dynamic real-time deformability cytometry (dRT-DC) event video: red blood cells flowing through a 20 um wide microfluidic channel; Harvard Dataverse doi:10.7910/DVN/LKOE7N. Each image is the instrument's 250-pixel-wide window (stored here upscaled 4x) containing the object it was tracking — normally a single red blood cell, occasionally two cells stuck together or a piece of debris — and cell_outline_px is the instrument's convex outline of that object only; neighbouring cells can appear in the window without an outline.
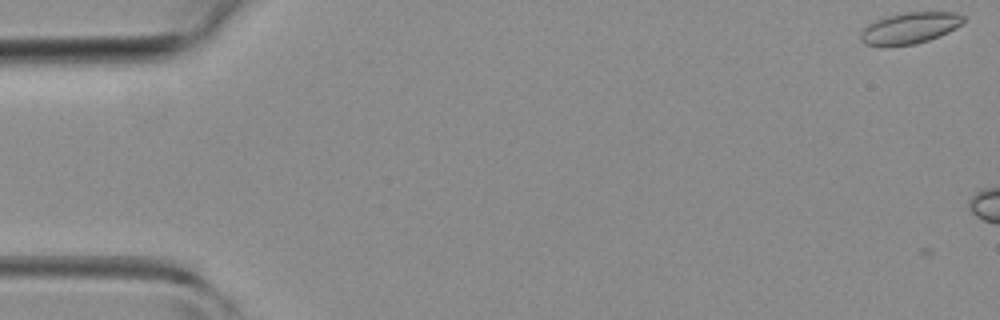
{"species": "common noctule bat (a hibernating species)", "species_latin": "Nyctalus noctula", "temperature_condition": "room temperature", "stored_images_in_passage": 5, "camera_frame_rate_fps": 3000, "um_per_image_px": 0.085, "animal": {"sex": "female", "body_mass_g": 19.3, "forearm_length_mm": 54.1}, "frame": {"image": 1, "passage_image": 1, "time_ms": 0.0, "image_size_px": [1000, 320], "cell_outline_px": [[964, 20], [960, 24], [948, 32], [940, 36], [928, 40], [912, 44], [864, 44], [860, 40], [860, 32], [872, 20], [904, 12], [956, 12], [964, 16]], "centroid_in_image_um": [77.32, 2.35], "position_along_channel_um": 7.7, "area_um2": 18.38}}